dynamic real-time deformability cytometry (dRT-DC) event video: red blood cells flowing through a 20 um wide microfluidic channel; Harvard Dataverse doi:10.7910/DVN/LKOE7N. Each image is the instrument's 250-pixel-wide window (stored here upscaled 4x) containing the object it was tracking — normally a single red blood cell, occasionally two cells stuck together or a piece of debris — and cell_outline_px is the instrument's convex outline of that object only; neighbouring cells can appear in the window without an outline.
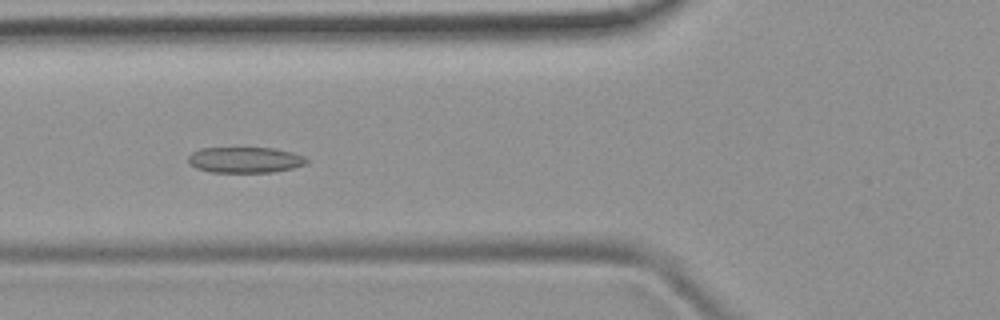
{"species": "common noctule bat (a hibernating species)", "species_latin": "Nyctalus noctula", "temperature_condition": "room temperature", "stored_images_in_passage": 52, "camera_frame_rate_fps": 3000, "um_per_image_px": 0.085, "animal": {"sex": "female", "body_mass_g": 19.9}, "frame": {"image": 1, "passage_image": 20, "time_ms": 6.333, "image_size_px": [1000, 320], "cell_outline_px": [[308, 164], [292, 168], [272, 172], [212, 172], [196, 168], [188, 164], [188, 156], [192, 152], [200, 148], [272, 148], [292, 152], [304, 156], [308, 160]], "centroid_in_image_um": [20.82, 13.59], "position_along_channel_um": 105.0, "area_um2": 17.86}}
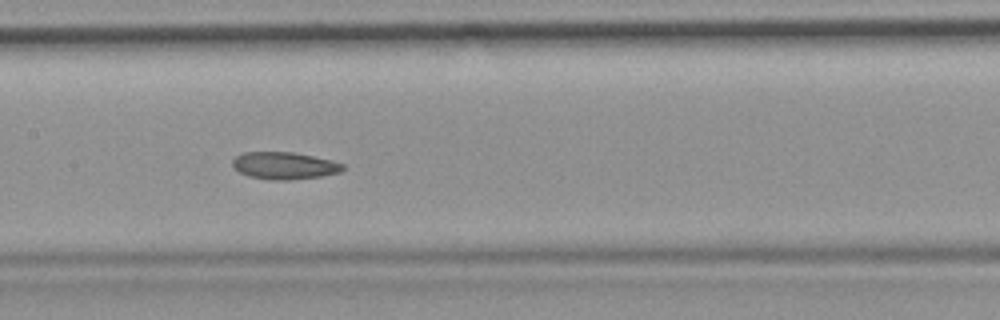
{"frame": {"image": 2, "passage_image": 26, "time_ms": 8.333, "image_size_px": [1000, 320], "cell_outline_px": [[344, 168], [340, 172], [320, 176], [288, 180], [272, 180], [248, 176], [240, 172], [232, 164], [232, 160], [236, 156], [244, 152], [292, 152], [332, 160], [344, 164]], "centroid_in_image_um": [24.17, 14.07], "position_along_channel_um": 183.2, "area_um2": 17.34}}
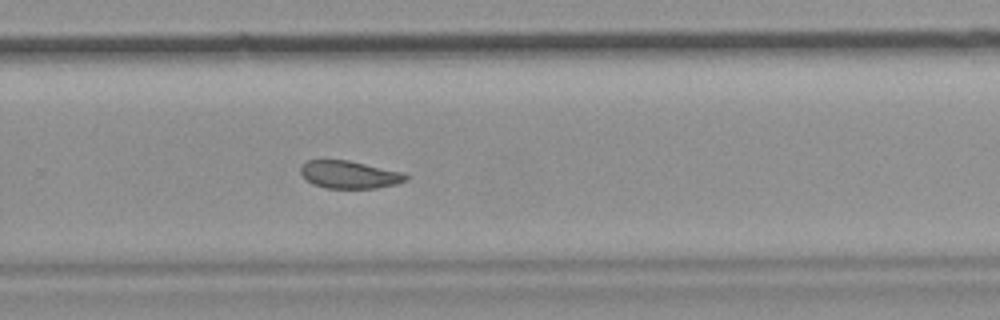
{"frame": {"image": 3, "passage_image": 35, "time_ms": 11.333, "image_size_px": [1000, 320], "cell_outline_px": [[408, 180], [396, 184], [376, 188], [324, 188], [312, 184], [300, 172], [300, 168], [308, 160], [348, 160], [404, 172], [408, 176]], "centroid_in_image_um": [29.73, 14.84], "position_along_channel_um": 300.1, "area_um2": 16.94}, "authors_computed_cell_mechanics": {"area_um2": 18.4093, "velocity_mm_per_s": 3.9133, "shape_relaxation_time_tau1_ms": null, "shape_relaxation_time_tau2_ms": 4.5757, "deformation_change_tau1": null, "deformation_change_tau2": 0.0993}}